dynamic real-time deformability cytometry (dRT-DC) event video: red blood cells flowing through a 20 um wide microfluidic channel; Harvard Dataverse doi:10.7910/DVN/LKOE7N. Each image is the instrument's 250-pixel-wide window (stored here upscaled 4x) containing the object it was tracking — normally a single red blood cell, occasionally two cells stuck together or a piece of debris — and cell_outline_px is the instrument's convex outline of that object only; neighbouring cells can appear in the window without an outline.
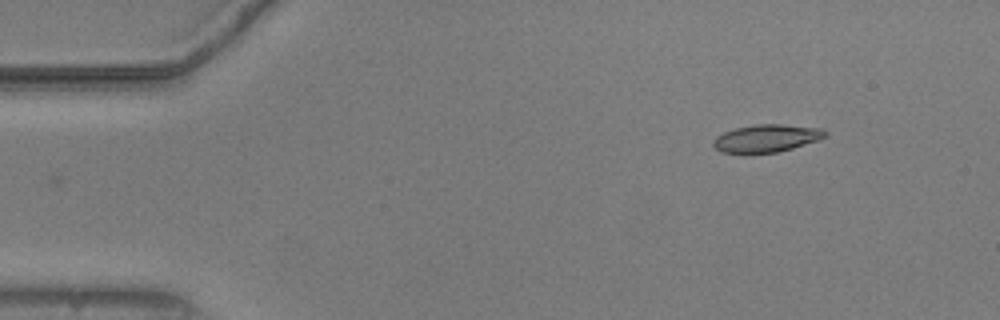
{"species": "common noctule bat (a hibernating species)", "species_latin": "Nyctalus noctula", "temperature_condition": "warm", "stored_images_in_passage": 42, "camera_frame_rate_fps": 3000, "um_per_image_px": 0.085, "animal": {"sex": "male", "body_mass_g": 20.5, "forearm_length_mm": 52.5}, "frame": {"image": 1, "passage_image": 1, "time_ms": 0.0, "image_size_px": [1000, 320], "cell_outline_px": [[828, 132], [824, 136], [816, 140], [792, 148], [776, 152], [752, 156], [744, 156], [720, 152], [712, 144], [716, 136], [724, 132], [736, 128], [756, 124], [780, 124], [820, 128]], "centroid_in_image_um": [65.05, 11.8], "position_along_channel_um": 20.0, "area_um2": 18.44}}
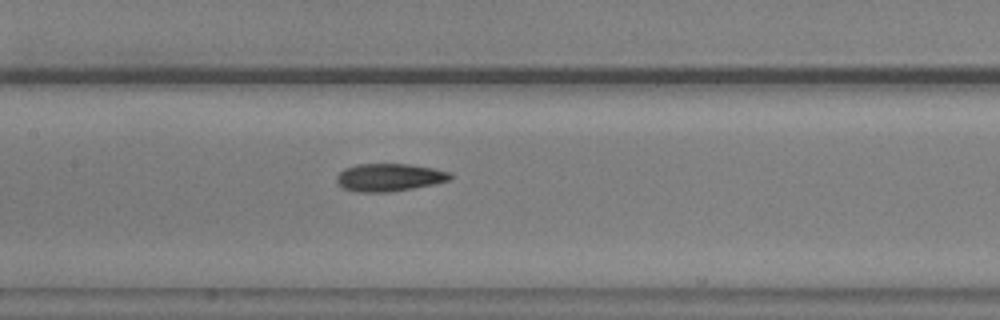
{"frame": {"image": 2, "passage_image": 20, "time_ms": 6.333, "image_size_px": [1000, 320], "cell_outline_px": [[452, 176], [448, 180], [432, 184], [412, 188], [388, 192], [356, 192], [344, 188], [336, 184], [336, 176], [344, 168], [356, 164], [408, 164], [432, 168], [452, 172]], "centroid_in_image_um": [33.04, 15.07], "position_along_channel_um": 174.4, "area_um2": 18.32}}
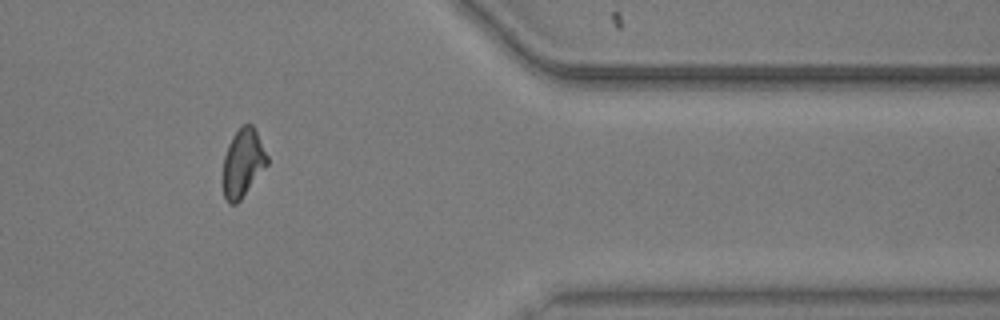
{"frame": {"image": 3, "passage_image": 39, "time_ms": 12.667, "image_size_px": [1000, 320], "cell_outline_px": [[268, 164], [240, 200], [236, 204], [228, 204], [224, 196], [224, 156], [228, 144], [232, 136], [244, 124], [252, 124], [268, 156]], "centroid_in_image_um": [20.65, 13.86], "position_along_channel_um": 390.8, "area_um2": 17.22}, "authors_computed_cell_mechanics": {"area_um2": 18.207, "velocity_mm_per_s": 3.7686, "shape_relaxation_time_tau1_ms": null, "shape_relaxation_time_tau2_ms": 2.556, "deformation_change_tau1": null, "deformation_change_tau2": 0.1021}}